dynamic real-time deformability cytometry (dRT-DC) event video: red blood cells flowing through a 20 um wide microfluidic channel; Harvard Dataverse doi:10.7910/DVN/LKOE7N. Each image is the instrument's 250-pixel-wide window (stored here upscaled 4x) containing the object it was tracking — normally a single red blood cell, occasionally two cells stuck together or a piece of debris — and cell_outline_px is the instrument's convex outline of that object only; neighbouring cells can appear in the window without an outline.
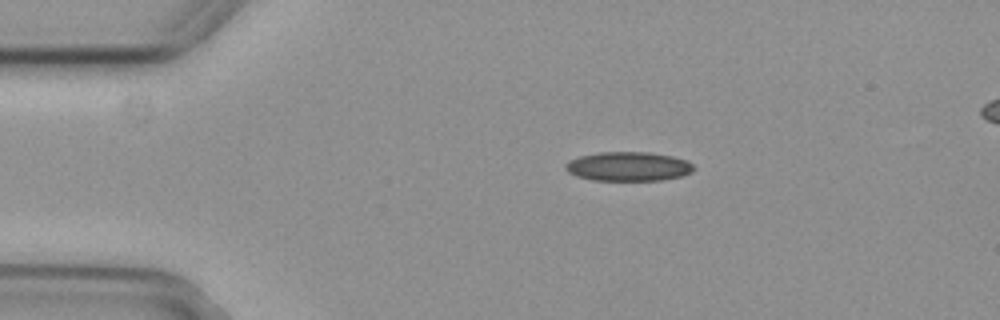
{"species": "common noctule bat (a hibernating species)", "species_latin": "Nyctalus noctula", "temperature_condition": "cold", "stored_images_in_passage": 3, "camera_frame_rate_fps": 3000, "um_per_image_px": 0.085, "animal": {"sex": "female", "body_mass_g": 29.2, "forearm_length_mm": 56.3}, "frame": {"image": 1, "passage_image": 1, "time_ms": 0.0, "image_size_px": [1000, 320], "cell_outline_px": [[696, 168], [692, 172], [680, 176], [660, 180], [592, 180], [576, 176], [568, 172], [564, 168], [564, 164], [568, 160], [580, 156], [600, 152], [648, 152], [672, 156], [688, 160]], "centroid_in_image_um": [53.39, 14.14], "position_along_channel_um": 31.6, "area_um2": 21.91}}